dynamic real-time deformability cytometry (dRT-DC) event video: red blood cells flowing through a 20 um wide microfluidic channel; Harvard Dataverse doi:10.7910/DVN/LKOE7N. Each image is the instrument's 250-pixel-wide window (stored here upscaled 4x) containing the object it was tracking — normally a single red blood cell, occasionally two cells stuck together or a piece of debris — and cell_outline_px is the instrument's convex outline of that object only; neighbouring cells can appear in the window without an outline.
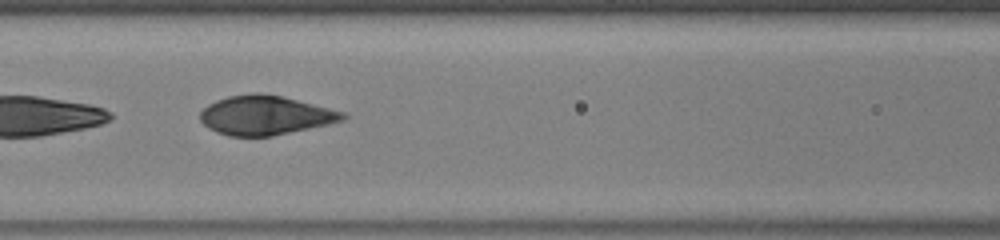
{"species": "human", "species_latin": "Homo sapiens", "temperature_condition": "warm", "stored_images_in_passage": 22, "segment_of_instrument_passage": [2, 2], "camera_frame_rate_fps": 3000, "um_per_image_px": 0.085, "donor": {"sex": "male"}, "frame": {"image": 1, "passage_image": 20, "time_ms": 6.333, "image_size_px": [1000, 240], "cell_outline_px": [[348, 116], [344, 120], [328, 124], [272, 136], [228, 136], [216, 132], [208, 128], [200, 120], [200, 112], [208, 104], [216, 100], [228, 96], [252, 92], [256, 92], [280, 96], [348, 112]], "centroid_in_image_um": [22.55, 9.79], "position_along_channel_um": 144.0, "area_um2": 32.66}}